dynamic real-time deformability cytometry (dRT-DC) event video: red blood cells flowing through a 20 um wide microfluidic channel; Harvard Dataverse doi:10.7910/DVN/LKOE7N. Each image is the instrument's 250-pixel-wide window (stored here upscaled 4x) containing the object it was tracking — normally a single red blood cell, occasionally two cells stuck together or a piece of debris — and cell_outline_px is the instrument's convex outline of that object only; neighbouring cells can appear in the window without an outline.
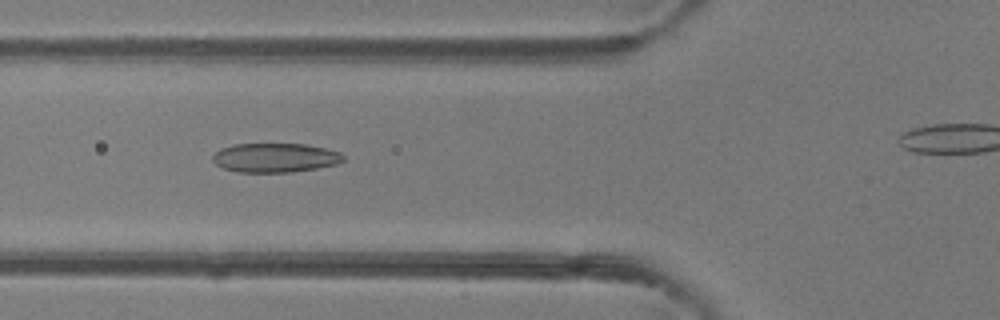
{"species": "common noctule bat (a hibernating species)", "species_latin": "Nyctalus noctula", "temperature_condition": "room temperature", "stored_images_in_passage": 40, "camera_frame_rate_fps": 3000, "um_per_image_px": 0.085, "animal": {"sex": "female"}, "frame": {"image": 1, "passage_image": 18, "time_ms": 5.667, "image_size_px": [1000, 320], "cell_outline_px": [[344, 160], [336, 164], [316, 168], [292, 172], [236, 172], [224, 168], [216, 164], [212, 160], [212, 156], [220, 148], [232, 144], [304, 144], [324, 148], [340, 152], [344, 156]], "centroid_in_image_um": [23.36, 13.4], "position_along_channel_um": 102.4, "area_um2": 22.2}}
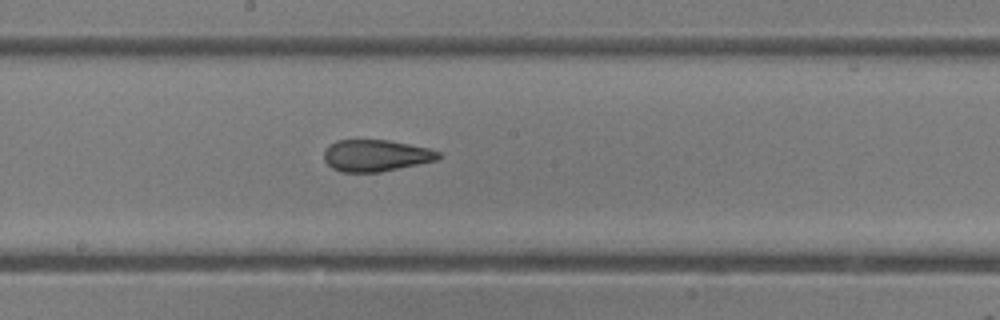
{"frame": {"image": 2, "passage_image": 26, "time_ms": 8.333, "image_size_px": [1000, 320], "cell_outline_px": [[440, 156], [436, 160], [380, 172], [340, 172], [332, 168], [324, 160], [324, 152], [328, 144], [336, 140], [388, 140], [428, 148], [440, 152]], "centroid_in_image_um": [31.9, 13.22], "position_along_channel_um": 216.3, "area_um2": 21.04}}
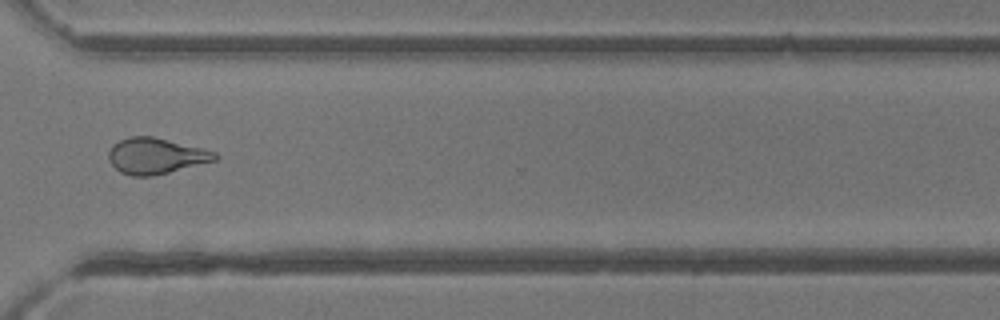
{"frame": {"image": 3, "passage_image": 36, "time_ms": 11.667, "image_size_px": [1000, 320], "cell_outline_px": [[220, 156], [216, 160], [152, 176], [132, 176], [120, 172], [108, 160], [108, 152], [112, 144], [128, 136], [152, 136], [216, 152]], "centroid_in_image_um": [13.2, 13.25], "position_along_channel_um": 357.4, "area_um2": 22.08}}